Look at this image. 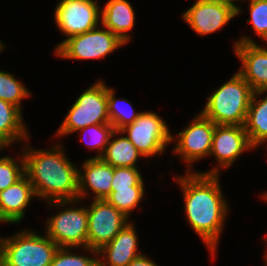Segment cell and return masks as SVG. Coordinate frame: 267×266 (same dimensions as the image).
I'll use <instances>...</instances> for the list:
<instances>
[{
    "label": "cell",
    "instance_id": "6da1fadb",
    "mask_svg": "<svg viewBox=\"0 0 267 266\" xmlns=\"http://www.w3.org/2000/svg\"><path fill=\"white\" fill-rule=\"evenodd\" d=\"M218 170L189 173L186 177L179 178L186 201L188 221L212 253L216 250L219 233L227 214V204L219 188Z\"/></svg>",
    "mask_w": 267,
    "mask_h": 266
},
{
    "label": "cell",
    "instance_id": "7a4b0ae2",
    "mask_svg": "<svg viewBox=\"0 0 267 266\" xmlns=\"http://www.w3.org/2000/svg\"><path fill=\"white\" fill-rule=\"evenodd\" d=\"M25 175L29 178L36 196L53 204L69 203L78 198V170L64 156L63 151H27L24 156ZM71 200V201H70Z\"/></svg>",
    "mask_w": 267,
    "mask_h": 266
},
{
    "label": "cell",
    "instance_id": "3957f363",
    "mask_svg": "<svg viewBox=\"0 0 267 266\" xmlns=\"http://www.w3.org/2000/svg\"><path fill=\"white\" fill-rule=\"evenodd\" d=\"M253 92L237 73L208 98L201 114L215 124L244 126Z\"/></svg>",
    "mask_w": 267,
    "mask_h": 266
},
{
    "label": "cell",
    "instance_id": "277c9868",
    "mask_svg": "<svg viewBox=\"0 0 267 266\" xmlns=\"http://www.w3.org/2000/svg\"><path fill=\"white\" fill-rule=\"evenodd\" d=\"M2 266H50L59 246L48 236L23 232L3 239Z\"/></svg>",
    "mask_w": 267,
    "mask_h": 266
},
{
    "label": "cell",
    "instance_id": "5b68a950",
    "mask_svg": "<svg viewBox=\"0 0 267 266\" xmlns=\"http://www.w3.org/2000/svg\"><path fill=\"white\" fill-rule=\"evenodd\" d=\"M103 123H110L107 87L103 82H97L75 101L57 134L81 131L85 127Z\"/></svg>",
    "mask_w": 267,
    "mask_h": 266
},
{
    "label": "cell",
    "instance_id": "8992f818",
    "mask_svg": "<svg viewBox=\"0 0 267 266\" xmlns=\"http://www.w3.org/2000/svg\"><path fill=\"white\" fill-rule=\"evenodd\" d=\"M88 212L87 248L98 253L128 224L127 216L117 210L106 199L95 200Z\"/></svg>",
    "mask_w": 267,
    "mask_h": 266
},
{
    "label": "cell",
    "instance_id": "52a82bcc",
    "mask_svg": "<svg viewBox=\"0 0 267 266\" xmlns=\"http://www.w3.org/2000/svg\"><path fill=\"white\" fill-rule=\"evenodd\" d=\"M124 43L109 29L96 28L83 34L74 35L65 39L56 48V54L68 59H95L103 58Z\"/></svg>",
    "mask_w": 267,
    "mask_h": 266
},
{
    "label": "cell",
    "instance_id": "ba28073f",
    "mask_svg": "<svg viewBox=\"0 0 267 266\" xmlns=\"http://www.w3.org/2000/svg\"><path fill=\"white\" fill-rule=\"evenodd\" d=\"M127 131V138L142 156L146 157L162 153L165 145L173 139L163 120L151 112H140V115L132 124L124 127L118 133Z\"/></svg>",
    "mask_w": 267,
    "mask_h": 266
},
{
    "label": "cell",
    "instance_id": "9c48e42d",
    "mask_svg": "<svg viewBox=\"0 0 267 266\" xmlns=\"http://www.w3.org/2000/svg\"><path fill=\"white\" fill-rule=\"evenodd\" d=\"M240 12L232 0H197L184 14V20L201 35L223 27Z\"/></svg>",
    "mask_w": 267,
    "mask_h": 266
},
{
    "label": "cell",
    "instance_id": "30bf717a",
    "mask_svg": "<svg viewBox=\"0 0 267 266\" xmlns=\"http://www.w3.org/2000/svg\"><path fill=\"white\" fill-rule=\"evenodd\" d=\"M47 235L59 247L81 244L87 248L88 212L86 208H68L48 220Z\"/></svg>",
    "mask_w": 267,
    "mask_h": 266
},
{
    "label": "cell",
    "instance_id": "8fae6325",
    "mask_svg": "<svg viewBox=\"0 0 267 266\" xmlns=\"http://www.w3.org/2000/svg\"><path fill=\"white\" fill-rule=\"evenodd\" d=\"M99 8L93 0H61L55 10L59 29L71 37L97 28Z\"/></svg>",
    "mask_w": 267,
    "mask_h": 266
},
{
    "label": "cell",
    "instance_id": "7c38bea8",
    "mask_svg": "<svg viewBox=\"0 0 267 266\" xmlns=\"http://www.w3.org/2000/svg\"><path fill=\"white\" fill-rule=\"evenodd\" d=\"M216 124L200 114L188 128L179 133V141L174 151L189 162L211 155L213 134Z\"/></svg>",
    "mask_w": 267,
    "mask_h": 266
},
{
    "label": "cell",
    "instance_id": "4fadbf2b",
    "mask_svg": "<svg viewBox=\"0 0 267 266\" xmlns=\"http://www.w3.org/2000/svg\"><path fill=\"white\" fill-rule=\"evenodd\" d=\"M235 51L243 68L238 72L256 94L267 91V49L244 37L235 43Z\"/></svg>",
    "mask_w": 267,
    "mask_h": 266
},
{
    "label": "cell",
    "instance_id": "5bb4252c",
    "mask_svg": "<svg viewBox=\"0 0 267 266\" xmlns=\"http://www.w3.org/2000/svg\"><path fill=\"white\" fill-rule=\"evenodd\" d=\"M253 148L244 126L216 124L211 154L222 167H228L246 149Z\"/></svg>",
    "mask_w": 267,
    "mask_h": 266
},
{
    "label": "cell",
    "instance_id": "9a60e30c",
    "mask_svg": "<svg viewBox=\"0 0 267 266\" xmlns=\"http://www.w3.org/2000/svg\"><path fill=\"white\" fill-rule=\"evenodd\" d=\"M83 169L84 175L78 172V198L83 196L87 185L94 191L95 200L106 199L111 193L114 167L93 157L85 161Z\"/></svg>",
    "mask_w": 267,
    "mask_h": 266
},
{
    "label": "cell",
    "instance_id": "2e32d148",
    "mask_svg": "<svg viewBox=\"0 0 267 266\" xmlns=\"http://www.w3.org/2000/svg\"><path fill=\"white\" fill-rule=\"evenodd\" d=\"M25 176L0 191V219L4 222H19L31 197L36 195L29 178Z\"/></svg>",
    "mask_w": 267,
    "mask_h": 266
},
{
    "label": "cell",
    "instance_id": "e0dca14e",
    "mask_svg": "<svg viewBox=\"0 0 267 266\" xmlns=\"http://www.w3.org/2000/svg\"><path fill=\"white\" fill-rule=\"evenodd\" d=\"M137 236L134 227L126 224L122 230L106 245H104L98 253L107 254L108 264L110 266H127L132 260L141 254L137 252ZM103 266L107 263L99 260ZM108 265V266H109Z\"/></svg>",
    "mask_w": 267,
    "mask_h": 266
},
{
    "label": "cell",
    "instance_id": "ac0fdd59",
    "mask_svg": "<svg viewBox=\"0 0 267 266\" xmlns=\"http://www.w3.org/2000/svg\"><path fill=\"white\" fill-rule=\"evenodd\" d=\"M102 25L118 36L124 43L129 41L125 33L134 26V10L126 0H110L102 10Z\"/></svg>",
    "mask_w": 267,
    "mask_h": 266
},
{
    "label": "cell",
    "instance_id": "d6986e66",
    "mask_svg": "<svg viewBox=\"0 0 267 266\" xmlns=\"http://www.w3.org/2000/svg\"><path fill=\"white\" fill-rule=\"evenodd\" d=\"M24 127L20 109L0 99V148L24 138L27 135Z\"/></svg>",
    "mask_w": 267,
    "mask_h": 266
},
{
    "label": "cell",
    "instance_id": "ffe728a7",
    "mask_svg": "<svg viewBox=\"0 0 267 266\" xmlns=\"http://www.w3.org/2000/svg\"><path fill=\"white\" fill-rule=\"evenodd\" d=\"M255 96L256 91L253 92L244 125L253 147L267 141V97L256 101Z\"/></svg>",
    "mask_w": 267,
    "mask_h": 266
},
{
    "label": "cell",
    "instance_id": "44dd1931",
    "mask_svg": "<svg viewBox=\"0 0 267 266\" xmlns=\"http://www.w3.org/2000/svg\"><path fill=\"white\" fill-rule=\"evenodd\" d=\"M142 155L127 137H120L106 146L103 154L95 156L112 167H135L138 156Z\"/></svg>",
    "mask_w": 267,
    "mask_h": 266
},
{
    "label": "cell",
    "instance_id": "7402d4cb",
    "mask_svg": "<svg viewBox=\"0 0 267 266\" xmlns=\"http://www.w3.org/2000/svg\"><path fill=\"white\" fill-rule=\"evenodd\" d=\"M143 193V186H131V189H111V193L106 200L128 217L129 212L142 199Z\"/></svg>",
    "mask_w": 267,
    "mask_h": 266
},
{
    "label": "cell",
    "instance_id": "603a6c76",
    "mask_svg": "<svg viewBox=\"0 0 267 266\" xmlns=\"http://www.w3.org/2000/svg\"><path fill=\"white\" fill-rule=\"evenodd\" d=\"M29 91L12 76L0 71V99L20 108V100L29 96Z\"/></svg>",
    "mask_w": 267,
    "mask_h": 266
},
{
    "label": "cell",
    "instance_id": "cb8c5ba5",
    "mask_svg": "<svg viewBox=\"0 0 267 266\" xmlns=\"http://www.w3.org/2000/svg\"><path fill=\"white\" fill-rule=\"evenodd\" d=\"M107 101H108V117L110 120V123L113 125L114 130L119 132L124 127L132 124L137 117L140 115V113L134 114V109L131 108L129 110L125 111L124 109H121L118 105V99H115L114 92L112 89L107 87Z\"/></svg>",
    "mask_w": 267,
    "mask_h": 266
},
{
    "label": "cell",
    "instance_id": "d4e9b609",
    "mask_svg": "<svg viewBox=\"0 0 267 266\" xmlns=\"http://www.w3.org/2000/svg\"><path fill=\"white\" fill-rule=\"evenodd\" d=\"M22 167L19 168L11 157L0 159V191L7 189L25 175L24 159L21 161Z\"/></svg>",
    "mask_w": 267,
    "mask_h": 266
},
{
    "label": "cell",
    "instance_id": "484cf974",
    "mask_svg": "<svg viewBox=\"0 0 267 266\" xmlns=\"http://www.w3.org/2000/svg\"><path fill=\"white\" fill-rule=\"evenodd\" d=\"M131 186H144L136 167H114L111 189H131Z\"/></svg>",
    "mask_w": 267,
    "mask_h": 266
},
{
    "label": "cell",
    "instance_id": "4316f807",
    "mask_svg": "<svg viewBox=\"0 0 267 266\" xmlns=\"http://www.w3.org/2000/svg\"><path fill=\"white\" fill-rule=\"evenodd\" d=\"M249 7L251 19L247 22H252L255 32L267 40V0H251Z\"/></svg>",
    "mask_w": 267,
    "mask_h": 266
},
{
    "label": "cell",
    "instance_id": "83f0119b",
    "mask_svg": "<svg viewBox=\"0 0 267 266\" xmlns=\"http://www.w3.org/2000/svg\"><path fill=\"white\" fill-rule=\"evenodd\" d=\"M67 247H59L50 266H92L98 259L76 256L69 253Z\"/></svg>",
    "mask_w": 267,
    "mask_h": 266
},
{
    "label": "cell",
    "instance_id": "f1b7e54d",
    "mask_svg": "<svg viewBox=\"0 0 267 266\" xmlns=\"http://www.w3.org/2000/svg\"><path fill=\"white\" fill-rule=\"evenodd\" d=\"M92 131V139L93 143L87 144L92 145V148H100V151L105 150L104 147H106L109 143L110 138L114 135V133H117V131L114 130V127L111 123H103V124H96V125H91L88 127H85L82 129L84 133L86 132L87 129H90ZM84 139V137L82 138ZM86 144V143H85ZM104 149V150H103Z\"/></svg>",
    "mask_w": 267,
    "mask_h": 266
},
{
    "label": "cell",
    "instance_id": "f546056e",
    "mask_svg": "<svg viewBox=\"0 0 267 266\" xmlns=\"http://www.w3.org/2000/svg\"><path fill=\"white\" fill-rule=\"evenodd\" d=\"M127 266H157L154 262L147 257L140 255L136 259L132 260Z\"/></svg>",
    "mask_w": 267,
    "mask_h": 266
},
{
    "label": "cell",
    "instance_id": "4dcf8cb0",
    "mask_svg": "<svg viewBox=\"0 0 267 266\" xmlns=\"http://www.w3.org/2000/svg\"><path fill=\"white\" fill-rule=\"evenodd\" d=\"M3 239L0 240V266H2Z\"/></svg>",
    "mask_w": 267,
    "mask_h": 266
},
{
    "label": "cell",
    "instance_id": "1f68e13d",
    "mask_svg": "<svg viewBox=\"0 0 267 266\" xmlns=\"http://www.w3.org/2000/svg\"><path fill=\"white\" fill-rule=\"evenodd\" d=\"M92 266H103V264L98 260L95 264H93Z\"/></svg>",
    "mask_w": 267,
    "mask_h": 266
},
{
    "label": "cell",
    "instance_id": "d6a6232c",
    "mask_svg": "<svg viewBox=\"0 0 267 266\" xmlns=\"http://www.w3.org/2000/svg\"><path fill=\"white\" fill-rule=\"evenodd\" d=\"M2 47H3V44H1V42H0V51H1Z\"/></svg>",
    "mask_w": 267,
    "mask_h": 266
}]
</instances>
